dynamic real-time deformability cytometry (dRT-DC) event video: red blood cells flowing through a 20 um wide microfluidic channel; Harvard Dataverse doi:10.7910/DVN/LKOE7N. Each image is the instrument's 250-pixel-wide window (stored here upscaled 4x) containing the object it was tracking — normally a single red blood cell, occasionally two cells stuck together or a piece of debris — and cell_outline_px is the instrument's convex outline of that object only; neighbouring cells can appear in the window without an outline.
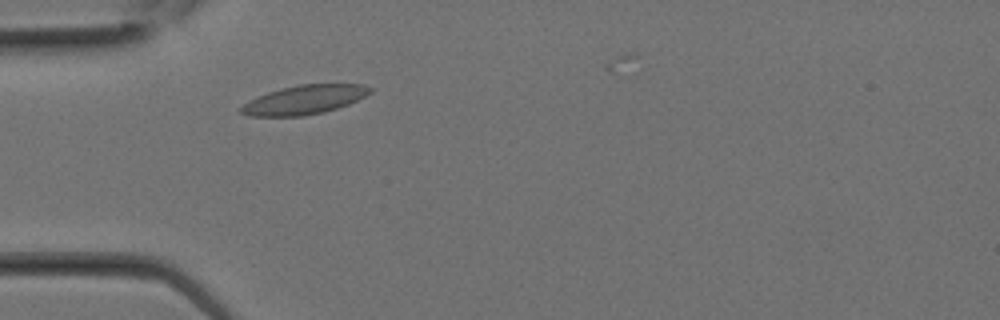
{"species": "Egyptian fruit bat (a non-hibernating species)", "species_latin": "Rousettus aegyptiacus", "temperature_condition": "room temperature", "stored_images_in_passage": 5, "camera_frame_rate_fps": 3000, "um_per_image_px": 0.085, "animal": {"sex": "female"}, "frame": {"image": 1, "passage_image": 4, "time_ms": 1.0, "image_size_px": [1000, 320], "cell_outline_px": [[372, 92], [348, 104], [324, 112], [304, 116], [248, 116], [240, 112], [236, 108], [248, 100], [268, 92], [280, 88], [300, 84], [364, 84], [372, 88]], "centroid_in_image_um": [25.81, 8.48], "position_along_channel_um": 59.2, "area_um2": 21.96}}